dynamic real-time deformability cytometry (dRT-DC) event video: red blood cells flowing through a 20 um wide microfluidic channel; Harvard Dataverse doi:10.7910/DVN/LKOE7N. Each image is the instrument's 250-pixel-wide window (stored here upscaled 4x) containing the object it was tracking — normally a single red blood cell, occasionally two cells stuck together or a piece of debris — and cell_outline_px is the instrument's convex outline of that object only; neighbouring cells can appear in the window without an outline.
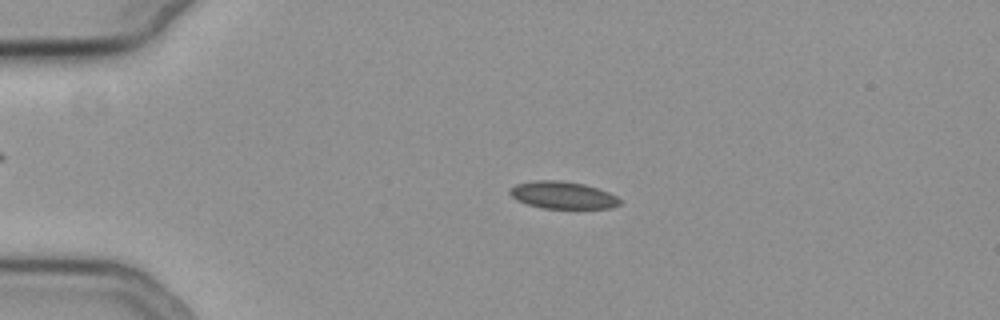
{"species": "common noctule bat (a hibernating species)", "species_latin": "Nyctalus noctula", "temperature_condition": "cold", "stored_images_in_passage": 56, "camera_frame_rate_fps": 3000, "um_per_image_px": 0.085, "animal": {"sex": "female", "body_mass_g": 19.3, "forearm_length_mm": 54.1}, "frame": {"image": 1, "passage_image": 13, "time_ms": 4.0, "image_size_px": [1000, 320], "cell_outline_px": [[620, 204], [612, 208], [544, 208], [528, 204], [516, 200], [508, 192], [516, 184], [532, 180], [560, 180], [584, 184], [608, 192], [616, 196], [620, 200]], "centroid_in_image_um": [47.82, 16.58], "position_along_channel_um": 37.2, "area_um2": 17.34}}
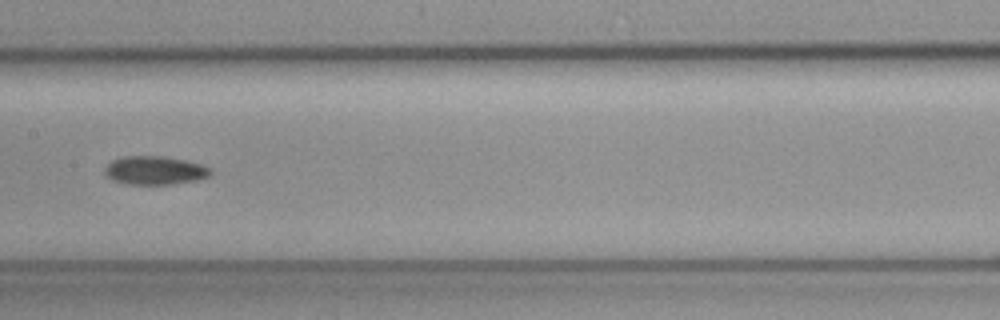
{"frame": {"image": 2, "passage_image": 29, "time_ms": 9.333, "image_size_px": [1000, 320], "cell_outline_px": [[212, 172], [208, 176], [196, 180], [172, 184], [128, 184], [112, 180], [104, 176], [104, 168], [112, 160], [120, 156], [164, 156], [188, 160], [212, 168]], "centroid_in_image_um": [13.13, 14.47], "position_along_channel_um": 194.3, "area_um2": 17.8}}
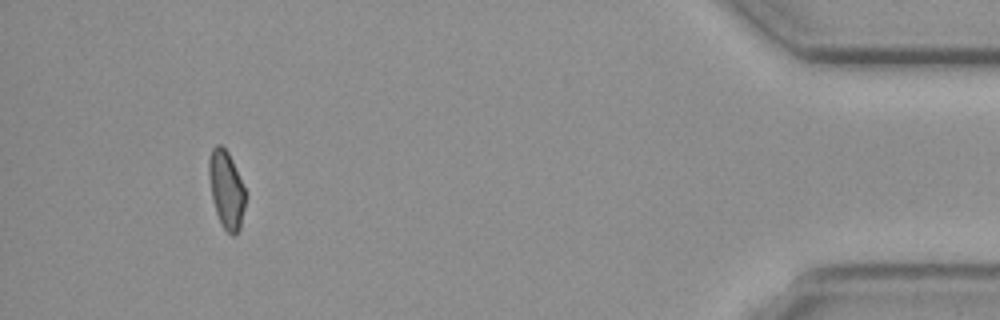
{"frame": {"image": 3, "passage_image": 52, "time_ms": 17.0, "image_size_px": [1000, 320], "cell_outline_px": [[244, 208], [240, 228], [236, 236], [232, 236], [224, 228], [216, 212], [212, 200], [208, 176], [208, 160], [212, 148], [216, 144], [220, 144], [228, 152], [232, 160], [244, 188]], "centroid_in_image_um": [19.21, 16.1], "position_along_channel_um": 416.0, "area_um2": 16.36}, "authors_computed_cell_mechanics": {"area_um2": 17.2533, "velocity_mm_per_s": 3.7724, "shape_relaxation_time_tau1_ms": 6.7068, "shape_relaxation_time_tau2_ms": 5.6665, "deformation_change_tau1": 0.1305, "deformation_change_tau2": 0.1047}}